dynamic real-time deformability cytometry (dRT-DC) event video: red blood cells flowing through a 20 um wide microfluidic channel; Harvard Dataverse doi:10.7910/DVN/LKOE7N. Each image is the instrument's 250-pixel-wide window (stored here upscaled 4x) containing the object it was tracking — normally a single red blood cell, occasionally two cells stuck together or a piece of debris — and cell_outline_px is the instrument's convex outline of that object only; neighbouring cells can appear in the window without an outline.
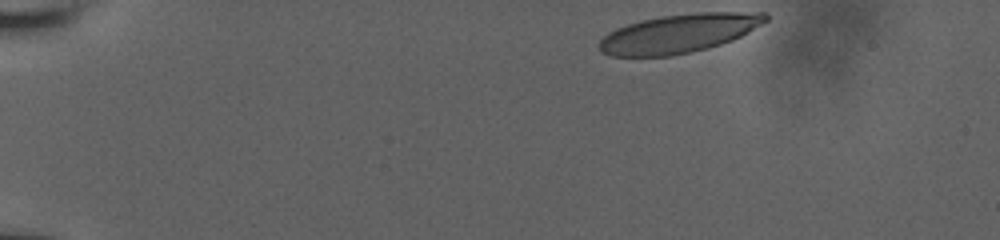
{"species": "human", "species_latin": "Homo sapiens", "temperature_condition": "room temperature", "stored_images_in_passage": 23, "camera_frame_rate_fps": 3000, "um_per_image_px": 0.085, "donor": {"sex": "male"}, "frame": {"image": 1, "passage_image": 1, "time_ms": 0.0, "image_size_px": [1000, 240], "cell_outline_px": [[768, 20], [748, 32], [732, 40], [708, 48], [672, 56], [612, 56], [600, 52], [600, 40], [608, 32], [616, 28], [640, 20], [660, 16], [696, 12], [768, 12]], "centroid_in_image_um": [57.71, 2.83], "position_along_channel_um": 27.3, "area_um2": 37.57}}
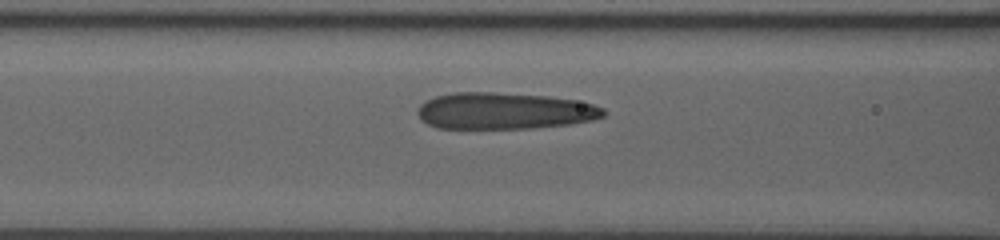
{"frame": {"image": 2, "passage_image": 14, "time_ms": 5.333, "image_size_px": [1000, 240], "cell_outline_px": [[608, 112], [604, 116], [592, 120], [568, 124], [532, 128], [436, 128], [420, 120], [416, 112], [420, 104], [436, 96], [452, 92], [492, 92], [548, 96], [576, 100], [592, 104], [604, 108]], "centroid_in_image_um": [42.86, 9.42], "position_along_channel_um": 123.7, "area_um2": 39.77}}
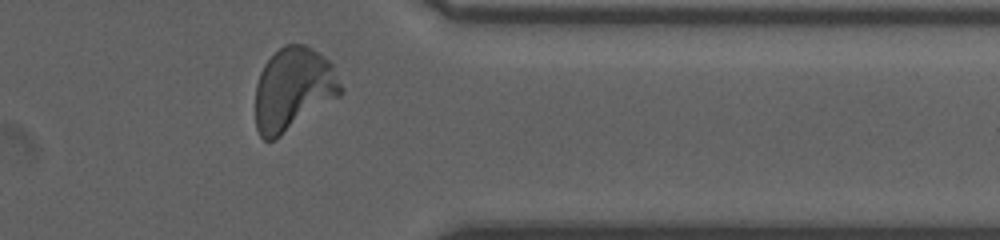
{"frame": {"image": 3, "passage_image": 23, "time_ms": 12.333, "image_size_px": [1000, 240], "cell_outline_px": [[344, 92], [340, 96], [276, 140], [264, 140], [260, 136], [256, 128], [256, 84], [260, 72], [264, 64], [284, 44], [308, 44], [328, 60], [332, 64], [344, 88]], "centroid_in_image_um": [24.95, 7.59], "position_along_channel_um": 386.5, "area_um2": 41.67}, "authors_computed_cell_mechanics": {"area_um2": 39.2462, "velocity_mm_per_s": 3.8554, "shape_relaxation_time_tau1_ms": 5.7576, "shape_relaxation_time_tau2_ms": 0.8937, "deformation_change_tau1": 0.2224, "deformation_change_tau2": 0.0947}}